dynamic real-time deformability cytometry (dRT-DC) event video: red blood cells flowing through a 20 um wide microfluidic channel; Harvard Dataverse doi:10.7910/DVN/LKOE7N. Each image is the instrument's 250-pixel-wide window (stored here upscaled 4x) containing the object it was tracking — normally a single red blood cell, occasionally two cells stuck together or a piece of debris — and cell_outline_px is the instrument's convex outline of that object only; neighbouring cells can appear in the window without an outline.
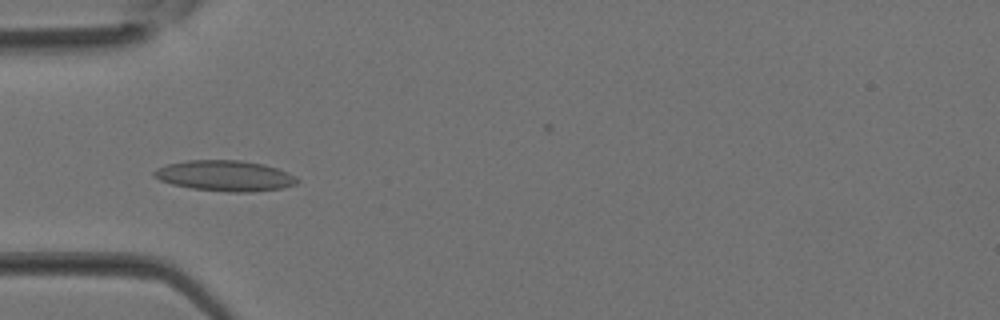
{"species": "Egyptian fruit bat (a non-hibernating species)", "species_latin": "Rousettus aegyptiacus", "temperature_condition": "room temperature", "stored_images_in_passage": 37, "camera_frame_rate_fps": 3000, "um_per_image_px": 0.085, "animal": {"sex": "female"}, "frame": {"image": 1, "passage_image": 12, "time_ms": 3.667, "image_size_px": [1000, 320], "cell_outline_px": [[300, 180], [296, 184], [284, 188], [252, 192], [228, 192], [192, 188], [172, 184], [160, 180], [152, 176], [152, 172], [156, 168], [168, 164], [188, 160], [240, 160], [264, 164], [288, 172], [296, 176]], "centroid_in_image_um": [19.14, 14.94], "position_along_channel_um": 65.9, "area_um2": 25.72}}
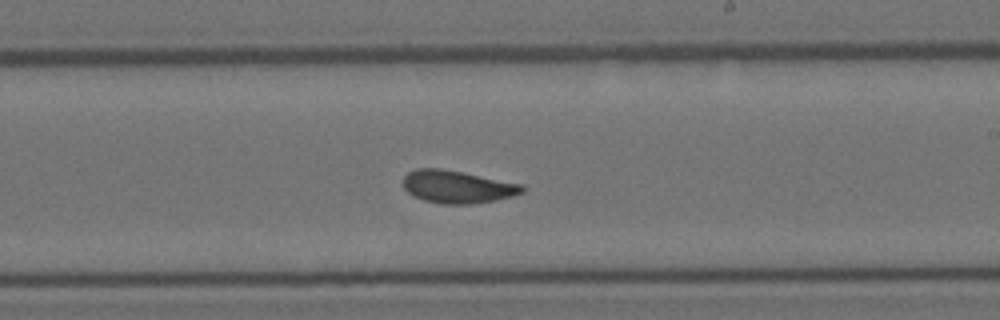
{"frame": {"image": 2, "passage_image": 22, "time_ms": 7.0, "image_size_px": [1000, 320], "cell_outline_px": [[524, 192], [512, 196], [496, 200], [472, 204], [440, 204], [424, 200], [412, 196], [404, 188], [404, 176], [408, 172], [416, 168], [440, 168], [524, 184]], "centroid_in_image_um": [38.87, 15.88], "position_along_channel_um": 250.1, "area_um2": 22.72}}
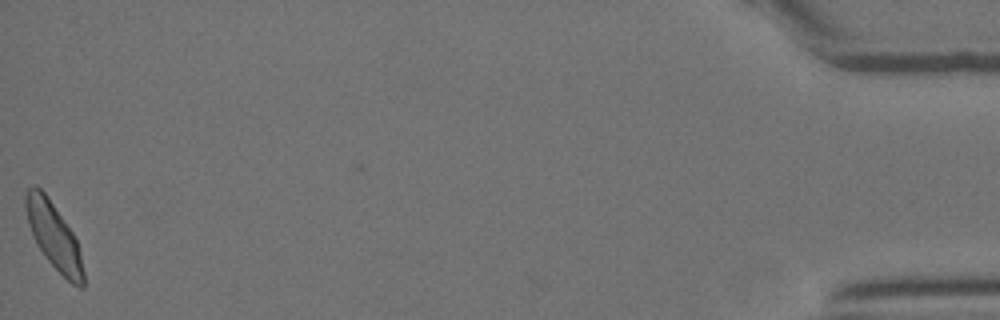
{"frame": {"image": 3, "passage_image": 37, "time_ms": 12.0, "image_size_px": [1000, 320], "cell_outline_px": [[84, 288], [80, 288], [72, 284], [44, 256], [36, 244], [32, 236], [28, 224], [24, 208], [24, 192], [28, 188], [36, 184], [44, 192], [72, 232], [76, 240], [80, 252], [84, 272]], "centroid_in_image_um": [4.54, 20.04], "position_along_channel_um": 430.7, "area_um2": 22.25}}